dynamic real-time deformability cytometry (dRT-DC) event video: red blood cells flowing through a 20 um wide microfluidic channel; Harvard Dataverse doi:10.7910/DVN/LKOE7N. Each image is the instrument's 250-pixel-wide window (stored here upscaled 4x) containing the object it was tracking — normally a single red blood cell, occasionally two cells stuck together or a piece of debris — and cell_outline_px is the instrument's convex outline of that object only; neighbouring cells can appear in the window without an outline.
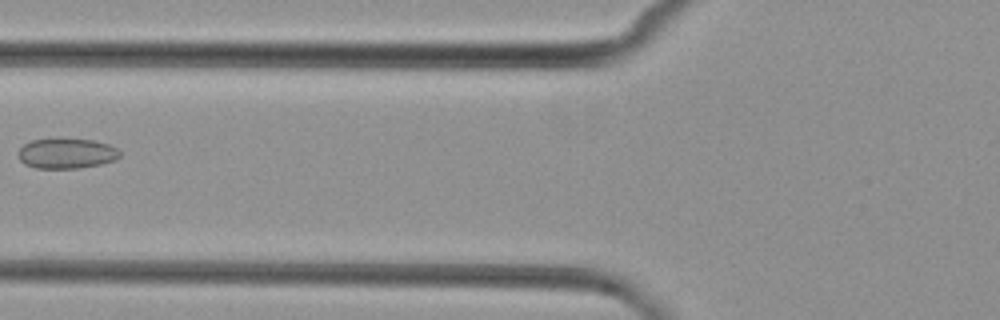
{"species": "common noctule bat (a hibernating species)", "species_latin": "Nyctalus noctula", "temperature_condition": "cold", "stored_images_in_passage": 5, "camera_frame_rate_fps": 3000, "um_per_image_px": 0.085, "animal": {"sex": "female", "body_mass_g": 29.2, "forearm_length_mm": 56.3}, "frame": {"image": 1, "passage_image": 5, "time_ms": 4.667, "image_size_px": [1000, 320], "cell_outline_px": [[120, 156], [116, 160], [100, 164], [80, 168], [36, 168], [24, 164], [20, 160], [16, 152], [24, 144], [32, 140], [92, 140], [108, 144], [116, 148], [120, 152]], "centroid_in_image_um": [5.64, 13.06], "position_along_channel_um": 120.2, "area_um2": 17.63}}